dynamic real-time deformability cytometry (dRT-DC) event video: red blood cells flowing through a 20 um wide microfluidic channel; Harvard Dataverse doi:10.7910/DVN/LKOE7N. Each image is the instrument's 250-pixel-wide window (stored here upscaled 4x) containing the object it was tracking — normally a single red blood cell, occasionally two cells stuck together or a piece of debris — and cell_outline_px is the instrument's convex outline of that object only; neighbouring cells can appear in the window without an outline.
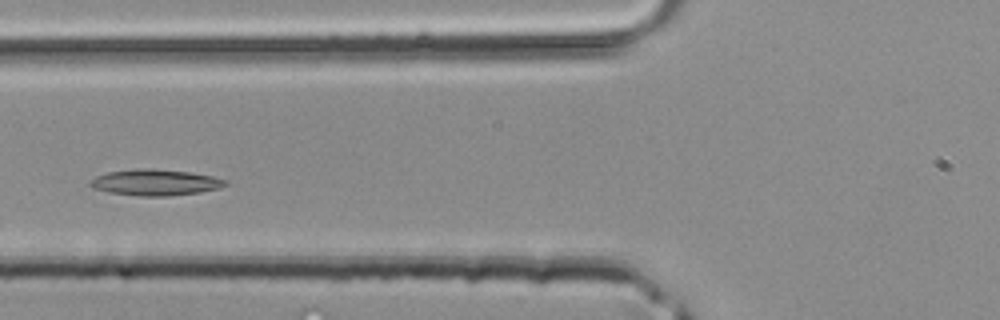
{"species": "common noctule bat (a hibernating species)", "species_latin": "Nyctalus noctula", "temperature_condition": "room temperature", "stored_images_in_passage": 30, "camera_frame_rate_fps": 3000, "um_per_image_px": 0.085, "animal": {"sex": "male", "body_mass_g": 20.4}, "frame": {"image": 1, "passage_image": 5, "time_ms": 1.333, "image_size_px": [1000, 320], "cell_outline_px": [[228, 184], [220, 188], [200, 192], [168, 196], [140, 196], [108, 192], [92, 188], [88, 184], [88, 180], [96, 176], [108, 172], [136, 168], [152, 168], [188, 172], [212, 176], [228, 180]], "centroid_in_image_um": [13.17, 15.5], "position_along_channel_um": 112.6, "area_um2": 20.75}}
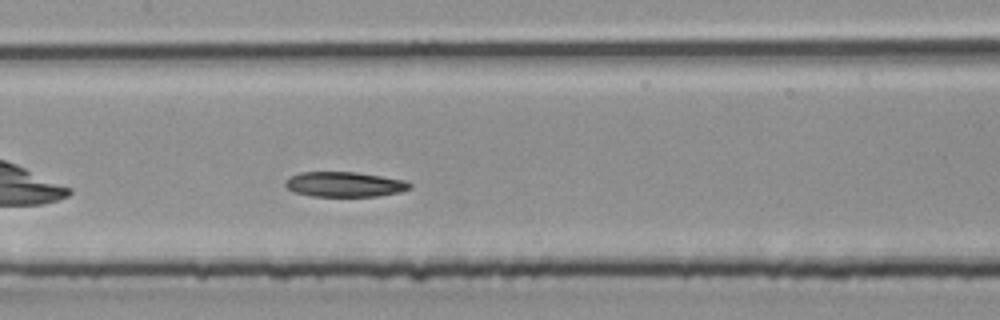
{"frame": {"image": 2, "passage_image": 9, "time_ms": 2.667, "image_size_px": [1000, 320], "cell_outline_px": [[412, 188], [400, 192], [376, 196], [312, 196], [292, 192], [284, 184], [292, 176], [300, 172], [356, 172], [404, 180], [412, 184]], "centroid_in_image_um": [29.3, 15.67], "position_along_channel_um": 178.1, "area_um2": 18.03}}
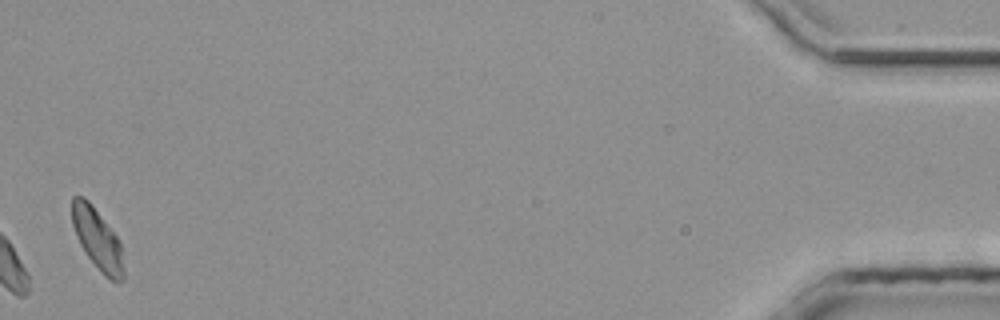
{"frame": {"image": 3, "passage_image": 30, "time_ms": 9.667, "image_size_px": [1000, 320], "cell_outline_px": [[124, 280], [116, 284], [104, 276], [100, 272], [88, 256], [80, 244], [76, 236], [72, 224], [72, 196], [84, 196], [92, 204], [116, 236], [120, 244], [124, 268]], "centroid_in_image_um": [8.29, 20.36], "position_along_channel_um": 426.9, "area_um2": 18.38}}